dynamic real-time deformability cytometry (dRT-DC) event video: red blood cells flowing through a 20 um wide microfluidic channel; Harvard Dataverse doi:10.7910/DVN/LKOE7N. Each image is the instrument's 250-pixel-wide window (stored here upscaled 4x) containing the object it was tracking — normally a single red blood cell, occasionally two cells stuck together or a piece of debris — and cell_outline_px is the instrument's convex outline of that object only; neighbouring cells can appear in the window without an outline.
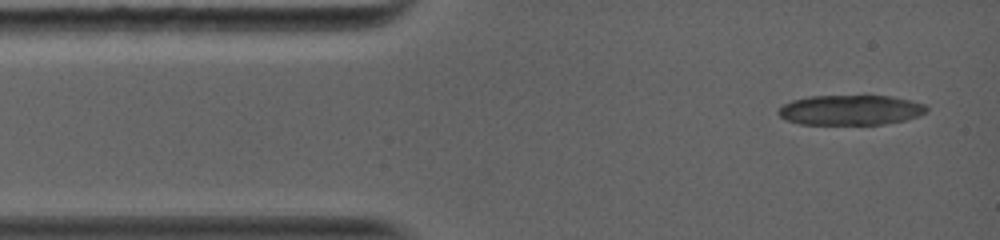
{"species": "common noctule bat (a hibernating species)", "species_latin": "Nyctalus noctula", "temperature_condition": "warm", "stored_images_in_passage": 3, "camera_frame_rate_fps": 5000, "um_per_image_px": 0.085, "animal": {"sex": "female", "body_mass_g": 19.0, "forearm_length_mm": 56.7}, "frame": {"image": 1, "passage_image": 1, "time_ms": 0.0, "image_size_px": [1000, 240], "cell_outline_px": [[928, 108], [924, 112], [916, 116], [904, 120], [880, 124], [800, 124], [784, 120], [776, 112], [784, 104], [792, 100], [808, 96], [892, 96], [924, 104]], "centroid_in_image_um": [72.22, 9.35], "position_along_channel_um": 12.8, "area_um2": 25.72}}